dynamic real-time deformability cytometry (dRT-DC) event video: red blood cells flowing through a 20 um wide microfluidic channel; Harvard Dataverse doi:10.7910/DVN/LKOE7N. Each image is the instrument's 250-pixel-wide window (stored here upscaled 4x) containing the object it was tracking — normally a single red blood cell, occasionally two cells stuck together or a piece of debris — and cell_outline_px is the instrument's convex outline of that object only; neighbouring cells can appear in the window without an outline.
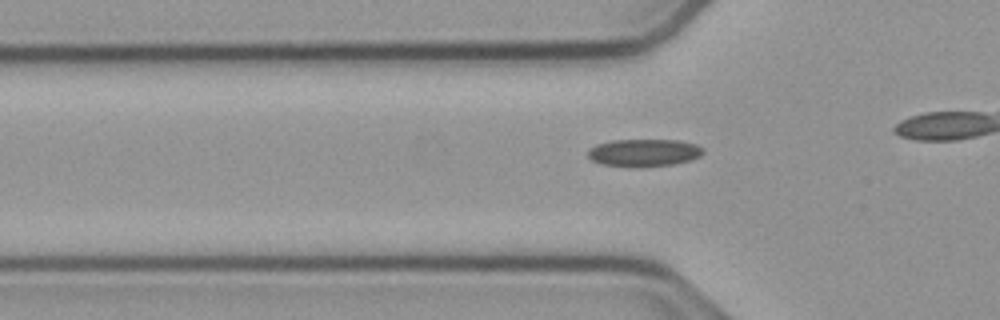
{"species": "common noctule bat (a hibernating species)", "species_latin": "Nyctalus noctula", "temperature_condition": "cold", "stored_images_in_passage": 35, "camera_frame_rate_fps": 3000, "um_per_image_px": 0.085, "animal": {"sex": "male", "body_mass_g": 23.1, "forearm_length_mm": 52.7}, "frame": {"image": 1, "passage_image": 10, "time_ms": 3.0, "image_size_px": [1000, 320], "cell_outline_px": [[704, 152], [700, 156], [688, 160], [672, 164], [636, 168], [632, 168], [600, 164], [592, 160], [588, 156], [588, 148], [596, 144], [612, 140], [676, 140], [696, 144], [704, 148]], "centroid_in_image_um": [54.69, 12.99], "position_along_channel_um": 71.1, "area_um2": 18.67}}
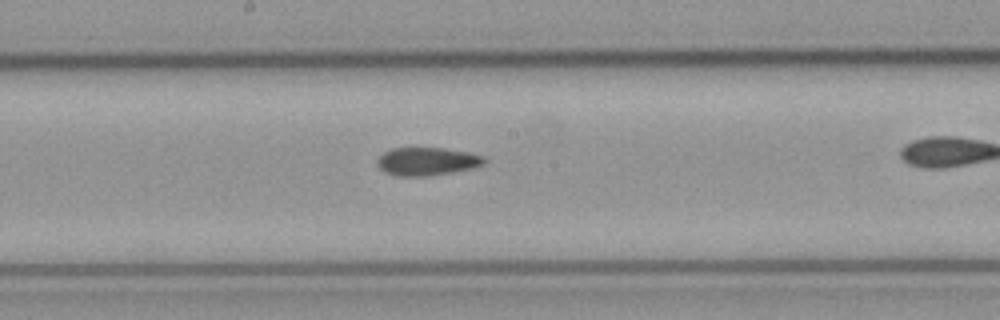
{"frame": {"image": 2, "passage_image": 21, "time_ms": 6.667, "image_size_px": [1000, 320], "cell_outline_px": [[488, 160], [484, 164], [476, 168], [428, 176], [396, 176], [384, 172], [376, 164], [376, 160], [384, 152], [392, 148], [444, 148], [468, 152], [484, 156]], "centroid_in_image_um": [36.32, 13.72], "position_along_channel_um": 211.9, "area_um2": 17.74}}
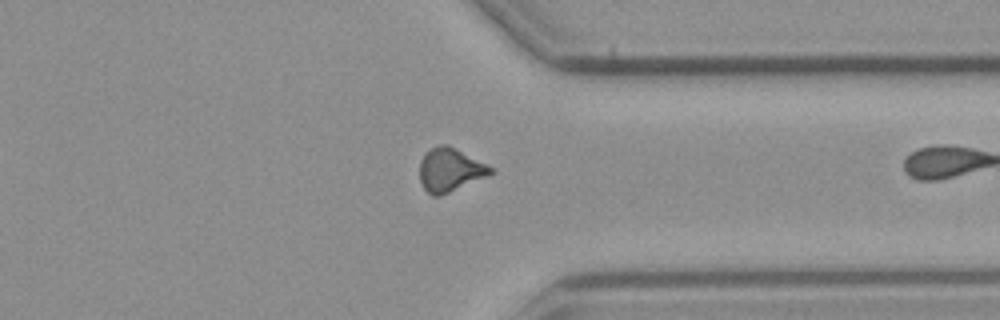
{"frame": {"image": 3, "passage_image": 34, "time_ms": 11.0, "image_size_px": [1000, 320], "cell_outline_px": [[496, 172], [440, 196], [432, 196], [424, 188], [420, 180], [420, 160], [424, 152], [440, 144], [448, 144], [492, 168]], "centroid_in_image_um": [38.22, 14.43], "position_along_channel_um": 373.2, "area_um2": 17.74}}